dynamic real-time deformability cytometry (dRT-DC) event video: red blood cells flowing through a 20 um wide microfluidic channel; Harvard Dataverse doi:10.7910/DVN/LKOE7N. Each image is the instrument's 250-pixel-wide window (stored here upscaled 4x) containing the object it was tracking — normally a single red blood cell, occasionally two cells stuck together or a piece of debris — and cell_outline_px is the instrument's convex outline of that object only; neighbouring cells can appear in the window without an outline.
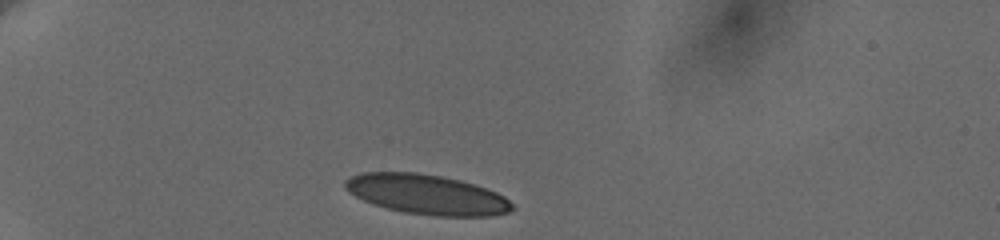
{"species": "human", "species_latin": "Homo sapiens", "temperature_condition": "cold", "stored_images_in_passage": 33, "camera_frame_rate_fps": 3000, "um_per_image_px": 0.085, "donor": {"sex": "female"}, "frame": {"image": 1, "passage_image": 1, "time_ms": 0.0, "image_size_px": [1000, 240], "cell_outline_px": [[512, 208], [508, 212], [488, 216], [436, 216], [404, 212], [372, 204], [348, 192], [344, 188], [344, 180], [360, 172], [416, 172], [440, 176], [460, 180], [476, 184], [496, 192], [504, 196], [512, 204]], "centroid_in_image_um": [36.24, 16.52], "position_along_channel_um": 48.8, "area_um2": 38.73}}
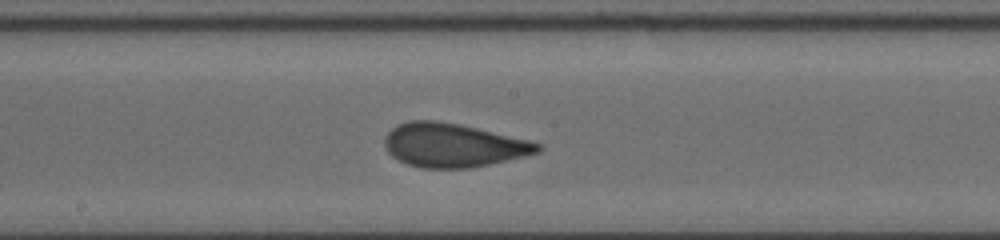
{"frame": {"image": 2, "passage_image": 16, "time_ms": 5.667, "image_size_px": [1000, 240], "cell_outline_px": [[544, 148], [540, 152], [524, 156], [488, 164], [468, 168], [420, 168], [408, 164], [392, 156], [388, 152], [384, 144], [384, 140], [388, 132], [396, 124], [408, 120], [436, 120], [460, 124], [528, 140], [540, 144]], "centroid_in_image_um": [38.49, 12.33], "position_along_channel_um": 209.7, "area_um2": 38.9}}
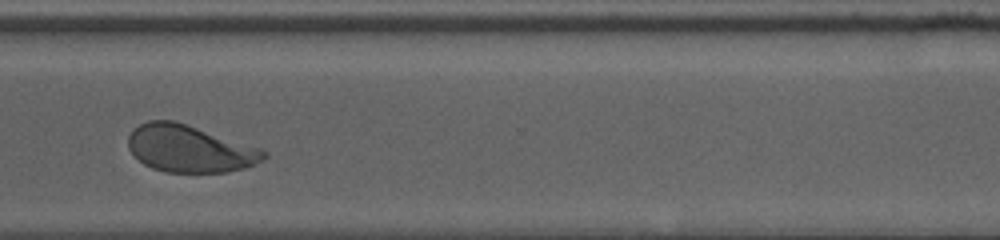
{"frame": {"image": 3, "passage_image": 32, "time_ms": 9.667, "image_size_px": [1000, 240], "cell_outline_px": [[268, 156], [264, 160], [256, 164], [244, 168], [228, 172], [164, 172], [152, 168], [144, 164], [128, 148], [128, 136], [132, 128], [148, 120], [172, 120], [260, 148], [268, 152]], "centroid_in_image_um": [16.11, 12.65], "position_along_channel_um": 354.5, "area_um2": 37.05}}